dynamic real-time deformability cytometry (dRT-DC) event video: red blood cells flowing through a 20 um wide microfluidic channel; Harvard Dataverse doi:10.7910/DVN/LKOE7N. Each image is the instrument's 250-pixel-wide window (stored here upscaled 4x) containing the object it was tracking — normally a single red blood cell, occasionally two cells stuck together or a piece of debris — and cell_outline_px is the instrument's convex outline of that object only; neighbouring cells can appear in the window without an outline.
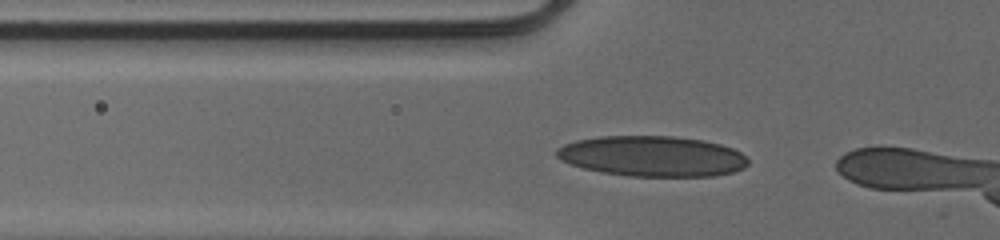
{"species": "human", "species_latin": "Homo sapiens", "temperature_condition": "cold", "stored_images_in_passage": 14, "camera_frame_rate_fps": 3000, "um_per_image_px": 0.085, "donor": {"sex": "male"}, "frame": {"image": 1, "passage_image": 2, "time_ms": 0.333, "image_size_px": [1000, 240], "cell_outline_px": [[748, 164], [744, 168], [732, 172], [716, 176], [628, 176], [604, 172], [584, 168], [572, 164], [556, 156], [556, 148], [564, 144], [576, 140], [600, 136], [672, 136], [700, 140], [720, 144], [732, 148], [740, 152], [748, 160]], "centroid_in_image_um": [55.45, 13.27], "position_along_channel_um": 70.3, "area_um2": 44.97}}
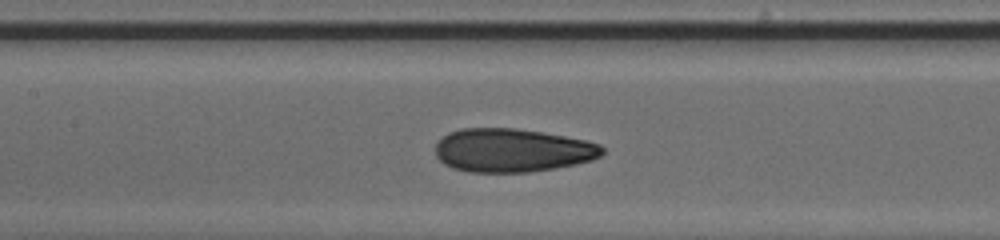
{"frame": {"image": 2, "passage_image": 9, "time_ms": 2.667, "image_size_px": [1000, 240], "cell_outline_px": [[604, 152], [600, 156], [592, 160], [576, 164], [556, 168], [528, 172], [468, 172], [452, 168], [444, 164], [436, 156], [436, 144], [448, 132], [460, 128], [516, 128], [564, 136], [584, 140], [600, 144], [604, 148]], "centroid_in_image_um": [43.53, 12.78], "position_along_channel_um": 163.9, "area_um2": 42.37}}
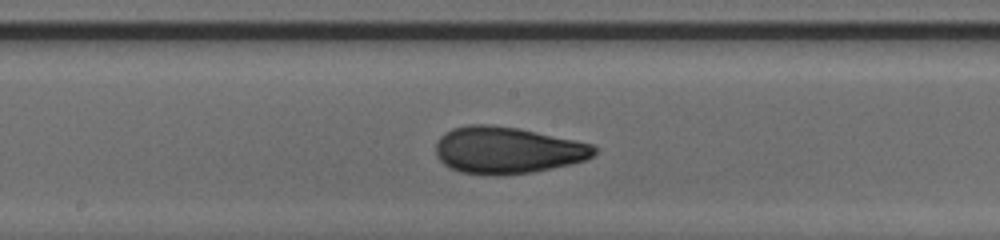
{"frame": {"image": 3, "passage_image": 12, "time_ms": 3.667, "image_size_px": [1000, 240], "cell_outline_px": [[596, 152], [592, 156], [584, 160], [572, 164], [532, 172], [460, 172], [444, 164], [436, 156], [436, 144], [440, 136], [444, 132], [452, 128], [468, 124], [492, 124], [520, 128], [576, 140], [592, 144], [596, 148]], "centroid_in_image_um": [43.13, 12.71], "position_along_channel_um": 205.1, "area_um2": 42.48}}